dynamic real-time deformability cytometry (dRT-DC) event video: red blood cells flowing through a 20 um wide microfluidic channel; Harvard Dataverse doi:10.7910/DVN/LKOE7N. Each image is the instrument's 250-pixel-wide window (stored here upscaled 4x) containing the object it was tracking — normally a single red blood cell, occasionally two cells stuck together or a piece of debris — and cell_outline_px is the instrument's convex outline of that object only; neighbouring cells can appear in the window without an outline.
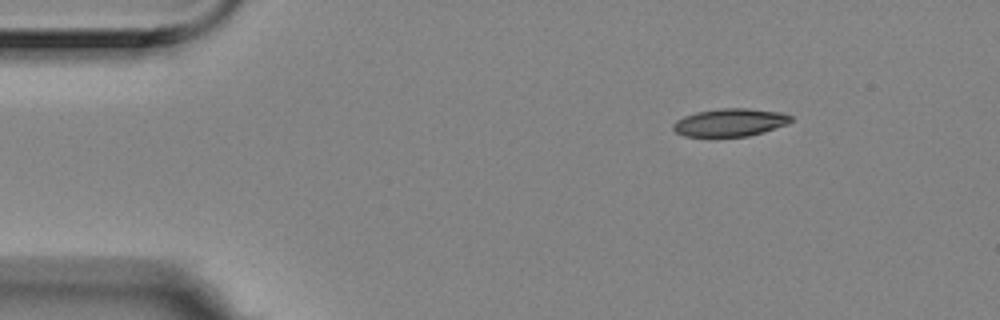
{"species": "Egyptian fruit bat (a non-hibernating species)", "species_latin": "Rousettus aegyptiacus", "temperature_condition": "room temperature", "stored_images_in_passage": 3, "camera_frame_rate_fps": 3000, "um_per_image_px": 0.085, "animal": {"sex": "female"}, "frame": {"image": 1, "passage_image": 3, "time_ms": 0.667, "image_size_px": [1000, 320], "cell_outline_px": [[792, 120], [788, 124], [764, 132], [748, 136], [684, 136], [676, 132], [672, 128], [672, 124], [676, 120], [684, 116], [696, 112], [720, 108], [748, 108], [784, 112], [792, 116]], "centroid_in_image_um": [62.08, 10.4], "position_along_channel_um": 22.9, "area_um2": 19.25}}